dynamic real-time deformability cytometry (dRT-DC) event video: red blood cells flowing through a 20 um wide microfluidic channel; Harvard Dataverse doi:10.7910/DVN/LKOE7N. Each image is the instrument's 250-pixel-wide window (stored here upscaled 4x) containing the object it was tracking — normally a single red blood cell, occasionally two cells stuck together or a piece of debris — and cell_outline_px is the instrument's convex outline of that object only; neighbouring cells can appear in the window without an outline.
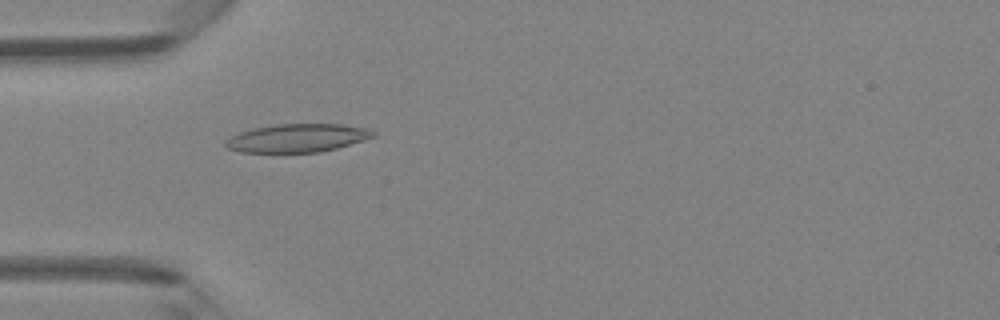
{"species": "Egyptian fruit bat (a non-hibernating species)", "species_latin": "Rousettus aegyptiacus", "temperature_condition": "room temperature", "stored_images_in_passage": 5, "camera_frame_rate_fps": 3000, "um_per_image_px": 0.085, "animal": {"sex": "female"}, "frame": {"image": 1, "passage_image": 4, "time_ms": 3.667, "image_size_px": [1000, 320], "cell_outline_px": [[376, 136], [364, 140], [336, 148], [320, 152], [240, 152], [228, 148], [224, 144], [224, 140], [240, 132], [252, 128], [276, 124], [344, 124], [372, 128], [376, 132]], "centroid_in_image_um": [25.32, 11.72], "position_along_channel_um": 59.7, "area_um2": 24.51}}
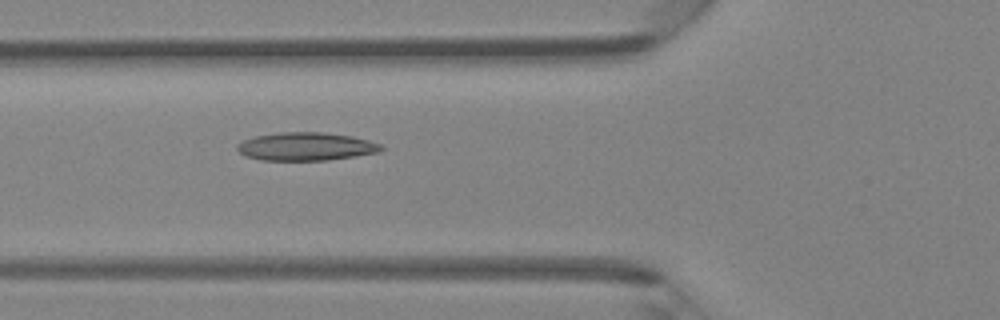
{"frame": {"image": 2, "passage_image": 5, "time_ms": 4.667, "image_size_px": [1000, 320], "cell_outline_px": [[384, 148], [376, 152], [328, 160], [260, 160], [248, 156], [240, 152], [236, 148], [244, 140], [256, 136], [280, 132], [320, 132], [352, 136], [368, 140], [380, 144]], "centroid_in_image_um": [26.0, 12.45], "position_along_channel_um": 99.8, "area_um2": 23.18}}